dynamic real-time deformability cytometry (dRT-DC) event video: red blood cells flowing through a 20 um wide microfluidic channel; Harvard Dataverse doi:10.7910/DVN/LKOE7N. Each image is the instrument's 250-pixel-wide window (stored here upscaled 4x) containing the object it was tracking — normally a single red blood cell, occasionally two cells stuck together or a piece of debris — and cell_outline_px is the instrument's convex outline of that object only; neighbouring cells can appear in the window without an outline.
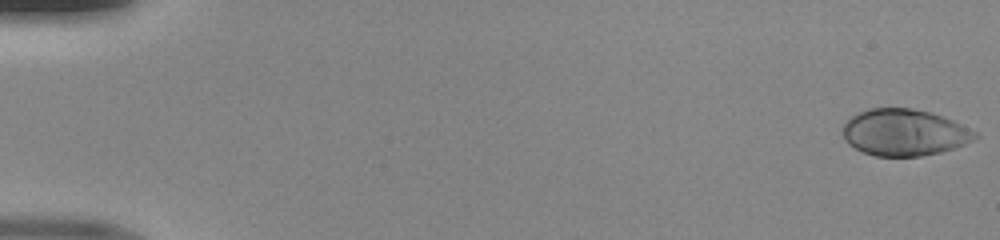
{"species": "human", "species_latin": "Homo sapiens", "temperature_condition": "room temperature", "stored_images_in_passage": 50, "camera_frame_rate_fps": 3000, "um_per_image_px": 0.085, "donor": {"sex": "male"}, "frame": {"image": 1, "passage_image": 1, "time_ms": 0.0, "image_size_px": [1000, 240], "cell_outline_px": [[980, 136], [964, 144], [940, 152], [920, 156], [876, 156], [864, 152], [848, 144], [844, 140], [844, 124], [852, 116], [860, 112], [872, 108], [912, 108], [928, 112], [952, 120], [976, 132]], "centroid_in_image_um": [76.86, 11.26], "position_along_channel_um": 8.1, "area_um2": 35.43}}
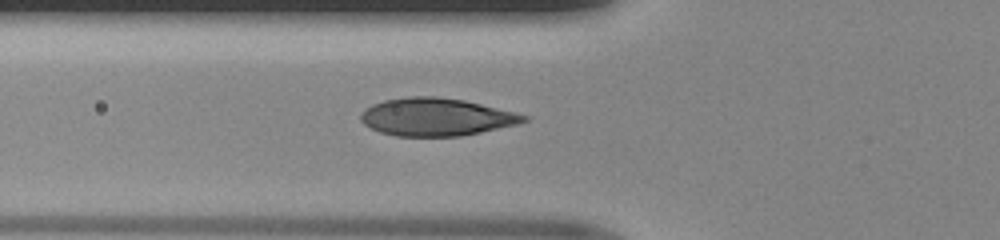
{"frame": {"image": 2, "passage_image": 19, "time_ms": 6.0, "image_size_px": [1000, 240], "cell_outline_px": [[528, 120], [516, 124], [480, 132], [460, 136], [396, 136], [380, 132], [364, 124], [360, 120], [360, 112], [364, 108], [372, 104], [384, 100], [412, 96], [436, 96], [464, 100], [516, 112], [528, 116]], "centroid_in_image_um": [37.04, 9.93], "position_along_channel_um": 88.8, "area_um2": 35.78}}
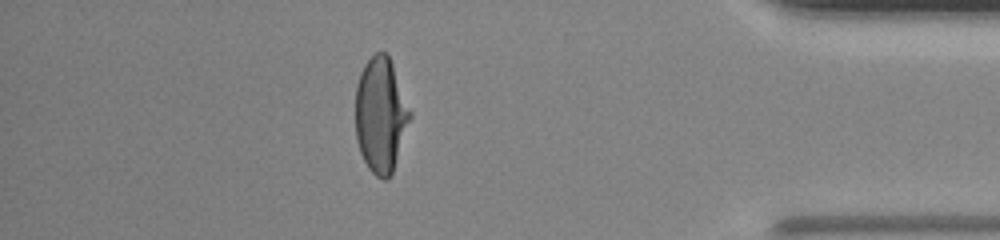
{"frame": {"image": 3, "passage_image": 44, "time_ms": 14.333, "image_size_px": [1000, 240], "cell_outline_px": [[412, 116], [392, 172], [388, 180], [384, 180], [376, 176], [368, 168], [360, 152], [356, 140], [356, 84], [360, 72], [364, 64], [376, 52], [384, 52], [388, 56], [392, 64], [412, 112]], "centroid_in_image_um": [32.36, 9.79], "position_along_channel_um": 402.8, "area_um2": 36.53}}